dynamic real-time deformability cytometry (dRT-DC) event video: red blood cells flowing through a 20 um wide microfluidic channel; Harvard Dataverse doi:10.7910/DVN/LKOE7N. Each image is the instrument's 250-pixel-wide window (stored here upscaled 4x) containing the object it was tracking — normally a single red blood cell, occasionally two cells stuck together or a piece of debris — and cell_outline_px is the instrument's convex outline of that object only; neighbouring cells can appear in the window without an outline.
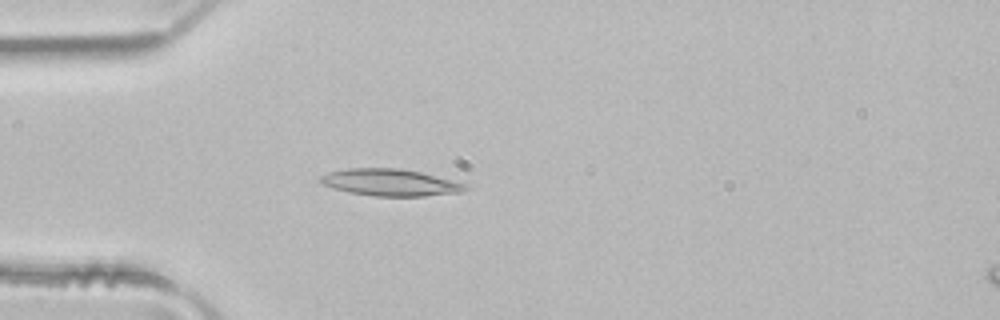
{"species": "common noctule bat (a hibernating species)", "species_latin": "Nyctalus noctula", "temperature_condition": "room temperature", "stored_images_in_passage": 2, "camera_frame_rate_fps": 3000, "um_per_image_px": 0.085, "animal": {"sex": "male", "body_mass_g": 21.5, "forearm_length_mm": 52.0}, "frame": {"image": 1, "passage_image": 2, "time_ms": 0.333, "image_size_px": [1000, 320], "cell_outline_px": [[468, 188], [464, 192], [424, 196], [372, 196], [348, 192], [324, 184], [316, 180], [320, 176], [328, 172], [348, 168], [400, 168], [420, 172], [452, 180], [464, 184]], "centroid_in_image_um": [33.15, 15.51], "position_along_channel_um": 51.8, "area_um2": 22.66}}